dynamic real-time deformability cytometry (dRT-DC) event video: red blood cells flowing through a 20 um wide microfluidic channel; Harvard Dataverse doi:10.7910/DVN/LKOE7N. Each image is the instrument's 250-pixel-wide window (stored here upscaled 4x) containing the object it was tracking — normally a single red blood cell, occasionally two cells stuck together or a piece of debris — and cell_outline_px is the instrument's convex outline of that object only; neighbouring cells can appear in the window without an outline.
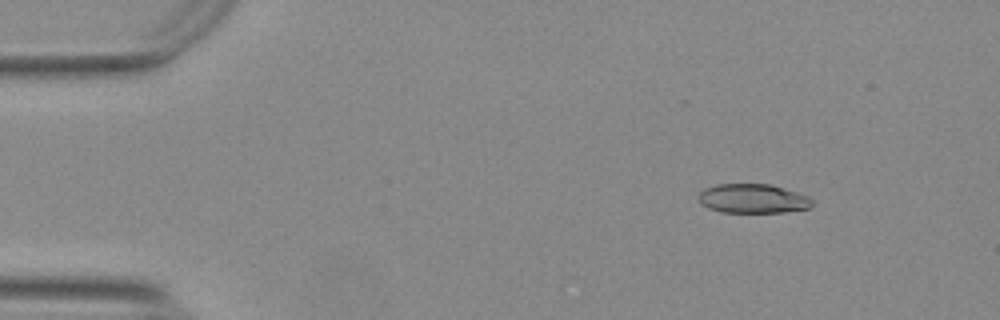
{"species": "Egyptian fruit bat (a non-hibernating species)", "species_latin": "Rousettus aegyptiacus", "temperature_condition": "warm", "stored_images_in_passage": 54, "camera_frame_rate_fps": 3000, "um_per_image_px": 0.085, "animal": {"sex": "female"}, "frame": {"image": 1, "passage_image": 7, "time_ms": 2.0, "image_size_px": [1000, 320], "cell_outline_px": [[812, 204], [808, 208], [784, 212], [720, 212], [708, 208], [700, 204], [696, 196], [704, 188], [716, 184], [768, 184], [796, 192], [808, 196], [812, 200]], "centroid_in_image_um": [63.92, 16.88], "position_along_channel_um": 21.1, "area_um2": 19.36}}
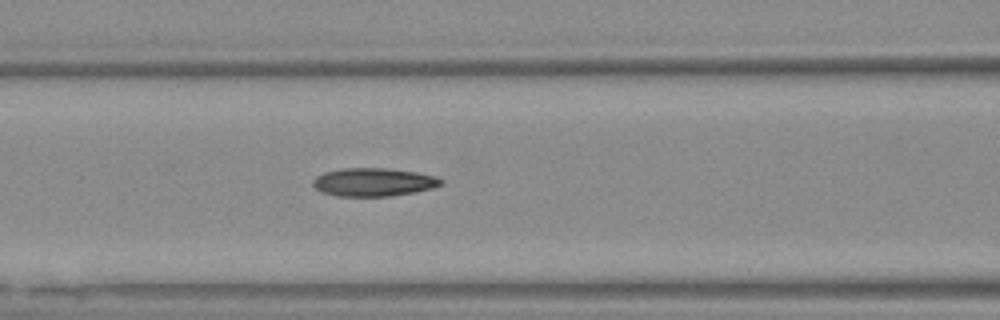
{"frame": {"image": 2, "passage_image": 23, "time_ms": 7.333, "image_size_px": [1000, 320], "cell_outline_px": [[444, 184], [432, 188], [416, 192], [388, 196], [336, 196], [324, 192], [316, 188], [312, 184], [312, 180], [316, 176], [324, 172], [340, 168], [384, 168], [416, 172], [436, 176], [444, 180]], "centroid_in_image_um": [31.77, 15.47], "position_along_channel_um": 134.8, "area_um2": 21.15}}
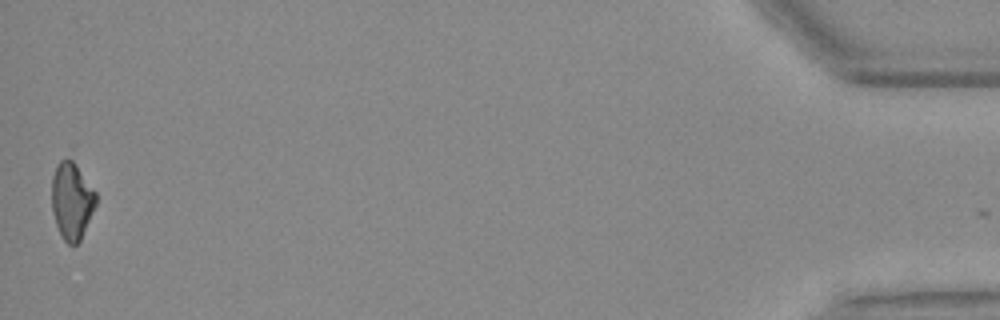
{"frame": {"image": 3, "passage_image": 54, "time_ms": 17.667, "image_size_px": [1000, 320], "cell_outline_px": [[96, 204], [80, 240], [76, 244], [68, 244], [64, 240], [56, 224], [52, 212], [52, 176], [56, 164], [60, 160], [72, 160], [76, 164], [96, 192]], "centroid_in_image_um": [6.09, 17.05], "position_along_channel_um": 429.1, "area_um2": 19.59}, "authors_computed_cell_mechanics": {"area_um2": 20.5479, "velocity_mm_per_s": 3.7771, "shape_relaxation_time_tau1_ms": 11.0392, "shape_relaxation_time_tau2_ms": 5.7705, "deformation_change_tau1": 0.2267, "deformation_change_tau2": 0.1461}}